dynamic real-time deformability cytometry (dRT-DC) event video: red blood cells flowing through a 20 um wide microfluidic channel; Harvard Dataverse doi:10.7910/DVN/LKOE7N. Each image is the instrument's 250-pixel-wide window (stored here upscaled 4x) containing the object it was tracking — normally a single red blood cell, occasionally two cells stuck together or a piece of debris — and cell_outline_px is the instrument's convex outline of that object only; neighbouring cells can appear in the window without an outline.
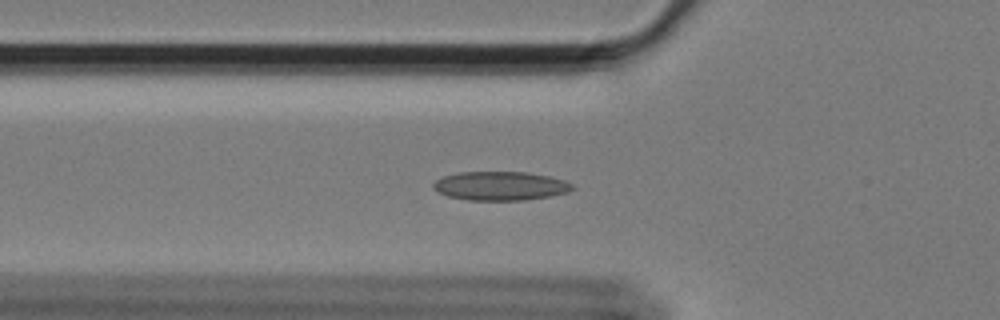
{"species": "Egyptian fruit bat (a non-hibernating species)", "species_latin": "Rousettus aegyptiacus", "temperature_condition": "cold", "stored_images_in_passage": 50, "camera_frame_rate_fps": 3000, "um_per_image_px": 0.085, "animal": {"sex": "female"}, "frame": {"image": 1, "passage_image": 15, "time_ms": 4.667, "image_size_px": [1000, 320], "cell_outline_px": [[576, 188], [568, 192], [552, 196], [524, 200], [468, 200], [448, 196], [436, 192], [432, 188], [432, 184], [436, 180], [444, 176], [460, 172], [524, 172], [548, 176], [564, 180], [572, 184]], "centroid_in_image_um": [42.53, 15.81], "position_along_channel_um": 83.3, "area_um2": 23.47}}
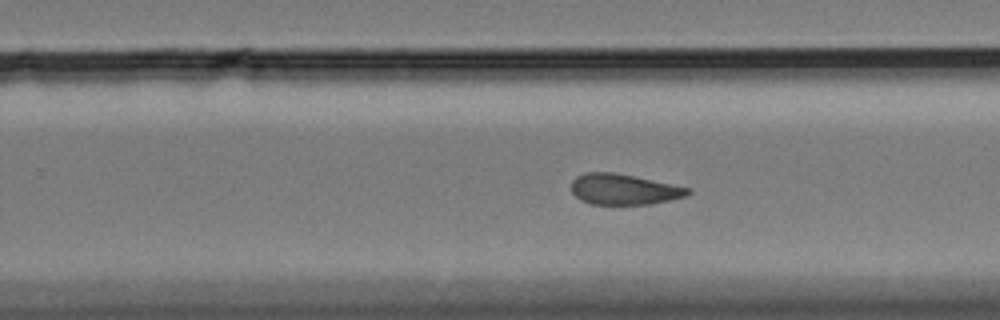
{"frame": {"image": 2, "passage_image": 32, "time_ms": 10.333, "image_size_px": [1000, 320], "cell_outline_px": [[692, 192], [684, 196], [652, 204], [592, 204], [580, 200], [572, 192], [572, 180], [576, 176], [588, 172], [612, 172], [692, 188]], "centroid_in_image_um": [53.01, 16.09], "position_along_channel_um": 276.8, "area_um2": 20.63}}
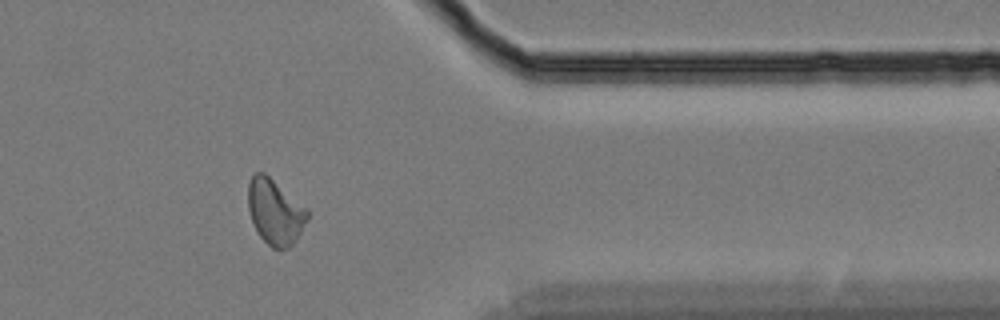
{"frame": {"image": 3, "passage_image": 43, "time_ms": 14.0, "image_size_px": [1000, 320], "cell_outline_px": [[308, 220], [296, 240], [288, 248], [272, 248], [256, 232], [252, 224], [248, 208], [248, 184], [252, 176], [256, 172], [264, 172], [308, 208]], "centroid_in_image_um": [23.38, 18.0], "position_along_channel_um": 388.0, "area_um2": 22.72}, "authors_computed_cell_mechanics": {"area_um2": 22.1374, "velocity_mm_per_s": 3.4039, "shape_relaxation_time_tau1_ms": null, "shape_relaxation_time_tau2_ms": 4.1232, "deformation_change_tau1": null, "deformation_change_tau2": 0.1019}}